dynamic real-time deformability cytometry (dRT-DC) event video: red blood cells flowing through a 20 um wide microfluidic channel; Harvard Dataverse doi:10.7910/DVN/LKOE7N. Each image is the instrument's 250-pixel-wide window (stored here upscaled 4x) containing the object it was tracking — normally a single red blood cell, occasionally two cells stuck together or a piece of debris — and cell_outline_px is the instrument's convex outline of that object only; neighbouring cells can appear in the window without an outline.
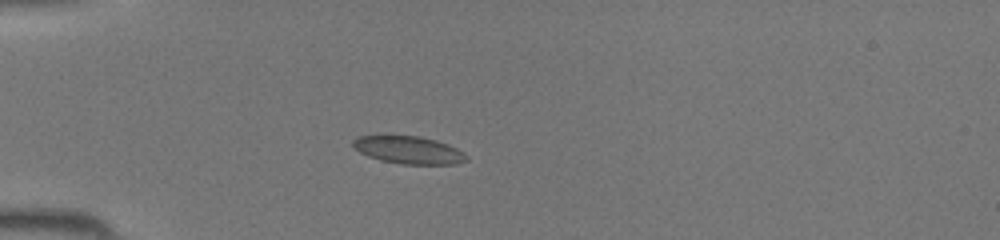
{"species": "common noctule bat (a hibernating species)", "species_latin": "Nyctalus noctula", "temperature_condition": "room temperature", "stored_images_in_passage": 37, "camera_frame_rate_fps": 3000, "um_per_image_px": 0.085, "animal": {"sex": "female", "body_mass_g": 19.5, "forearm_length_mm": 54.1}, "frame": {"image": 1, "passage_image": 11, "time_ms": 3.333, "image_size_px": [1000, 240], "cell_outline_px": [[468, 160], [456, 164], [400, 164], [380, 160], [368, 156], [352, 148], [352, 140], [360, 136], [420, 136], [436, 140], [448, 144], [464, 152], [468, 156]], "centroid_in_image_um": [34.75, 12.76], "position_along_channel_um": 50.3, "area_um2": 18.32}}
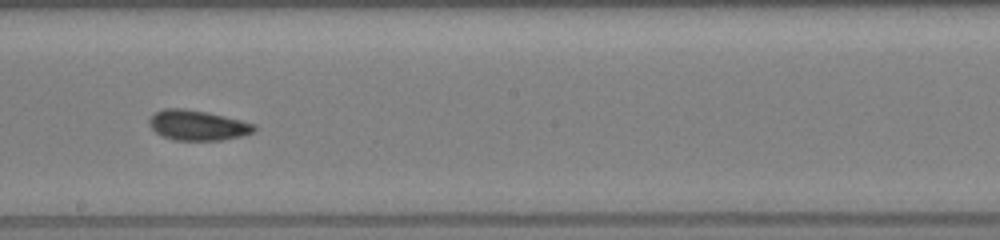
{"frame": {"image": 2, "passage_image": 24, "time_ms": 7.667, "image_size_px": [1000, 240], "cell_outline_px": [[256, 128], [252, 132], [240, 136], [220, 140], [172, 140], [160, 136], [148, 124], [148, 120], [156, 112], [164, 108], [184, 108], [208, 112], [256, 124]], "centroid_in_image_um": [16.76, 10.64], "position_along_channel_um": 231.4, "area_um2": 18.44}}
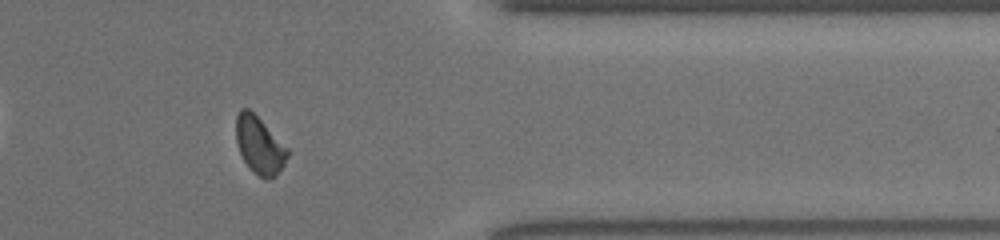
{"frame": {"image": 3, "passage_image": 35, "time_ms": 11.333, "image_size_px": [1000, 240], "cell_outline_px": [[288, 156], [284, 164], [276, 176], [264, 180], [248, 168], [240, 152], [236, 140], [236, 116], [240, 108], [248, 108], [288, 148]], "centroid_in_image_um": [22.04, 12.37], "position_along_channel_um": 389.4, "area_um2": 16.99}}